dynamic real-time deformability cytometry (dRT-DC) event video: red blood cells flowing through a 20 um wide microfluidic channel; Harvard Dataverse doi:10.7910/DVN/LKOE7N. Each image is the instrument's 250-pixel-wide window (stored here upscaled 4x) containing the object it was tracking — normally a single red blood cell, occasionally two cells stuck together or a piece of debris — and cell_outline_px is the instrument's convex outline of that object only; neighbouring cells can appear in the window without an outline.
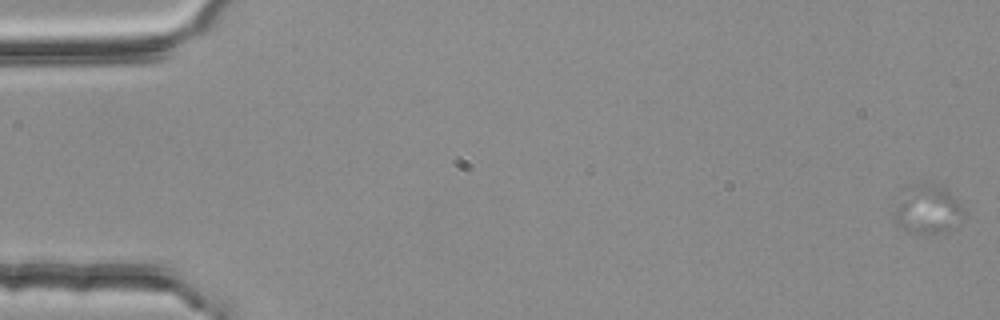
{"species": "common noctule bat (a hibernating species)", "species_latin": "Nyctalus noctula", "temperature_condition": "room temperature", "stored_images_in_passage": 4, "segment_of_instrument_passage": [1, 2], "camera_frame_rate_fps": 3000, "um_per_image_px": 0.085, "animal": {"sex": "female", "body_mass_g": 25.1}, "frame": {"image": 1, "passage_image": 1, "time_ms": 0.0, "image_size_px": [1000, 320], "cell_outline_px": [[968, 212], [960, 224], [956, 228], [948, 232], [932, 236], [896, 228], [892, 220], [900, 188], [912, 180], [924, 180], [944, 184], [948, 188]], "centroid_in_image_um": [78.85, 17.73], "position_along_channel_um": 6.2, "area_um2": 22.37}}